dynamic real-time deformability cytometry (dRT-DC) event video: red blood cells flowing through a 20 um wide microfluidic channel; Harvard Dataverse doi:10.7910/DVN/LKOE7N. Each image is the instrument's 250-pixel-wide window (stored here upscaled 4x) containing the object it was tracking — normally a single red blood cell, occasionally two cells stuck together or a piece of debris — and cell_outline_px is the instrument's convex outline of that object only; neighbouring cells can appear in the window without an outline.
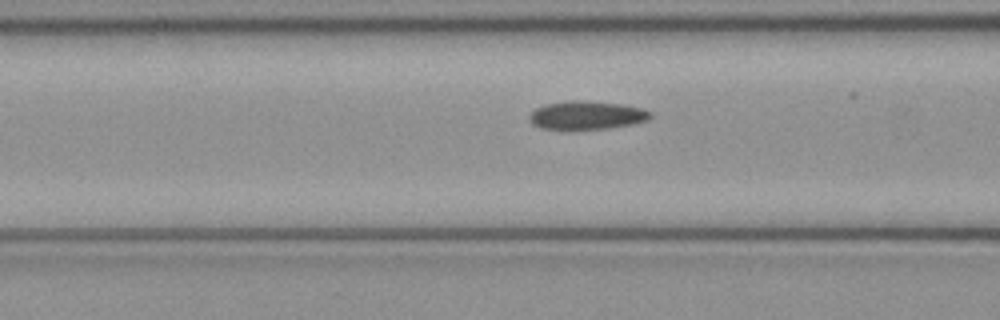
{"species": "common noctule bat (a hibernating species)", "species_latin": "Nyctalus noctula", "temperature_condition": "cold", "stored_images_in_passage": 50, "camera_frame_rate_fps": 3000, "um_per_image_px": 0.085, "animal": {"sex": "female", "body_mass_g": 21.9}, "frame": {"image": 1, "passage_image": 19, "time_ms": 6.0, "image_size_px": [1000, 320], "cell_outline_px": [[652, 116], [648, 120], [632, 124], [576, 132], [540, 128], [532, 124], [528, 120], [528, 116], [536, 108], [544, 104], [568, 100], [580, 100], [624, 104], [644, 108], [652, 112]], "centroid_in_image_um": [49.83, 9.82], "position_along_channel_um": 116.8, "area_um2": 20.87}}
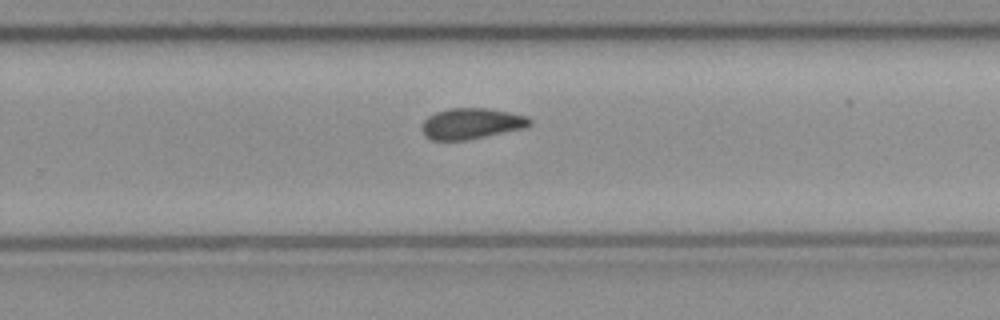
{"frame": {"image": 2, "passage_image": 32, "time_ms": 10.333, "image_size_px": [1000, 320], "cell_outline_px": [[532, 124], [528, 128], [464, 140], [432, 140], [424, 136], [420, 128], [424, 120], [428, 116], [436, 112], [452, 108], [484, 108], [508, 112], [528, 116], [532, 120]], "centroid_in_image_um": [40.08, 10.51], "position_along_channel_um": 289.7, "area_um2": 19.54}}
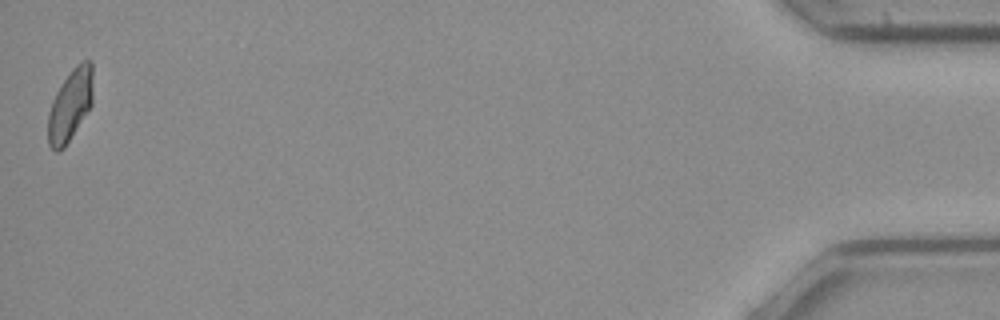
{"frame": {"image": 3, "passage_image": 50, "time_ms": 16.333, "image_size_px": [1000, 320], "cell_outline_px": [[92, 104], [64, 148], [60, 152], [56, 152], [48, 144], [48, 112], [52, 100], [56, 92], [72, 68], [76, 64], [84, 60], [92, 60]], "centroid_in_image_um": [5.96, 8.93], "position_along_channel_um": 429.2, "area_um2": 18.73}, "authors_computed_cell_mechanics": {"area_um2": 19.5653, "velocity_mm_per_s": 3.9932, "shape_relaxation_time_tau1_ms": null, "shape_relaxation_time_tau2_ms": 6.0035, "deformation_change_tau1": null, "deformation_change_tau2": 0.0916}}